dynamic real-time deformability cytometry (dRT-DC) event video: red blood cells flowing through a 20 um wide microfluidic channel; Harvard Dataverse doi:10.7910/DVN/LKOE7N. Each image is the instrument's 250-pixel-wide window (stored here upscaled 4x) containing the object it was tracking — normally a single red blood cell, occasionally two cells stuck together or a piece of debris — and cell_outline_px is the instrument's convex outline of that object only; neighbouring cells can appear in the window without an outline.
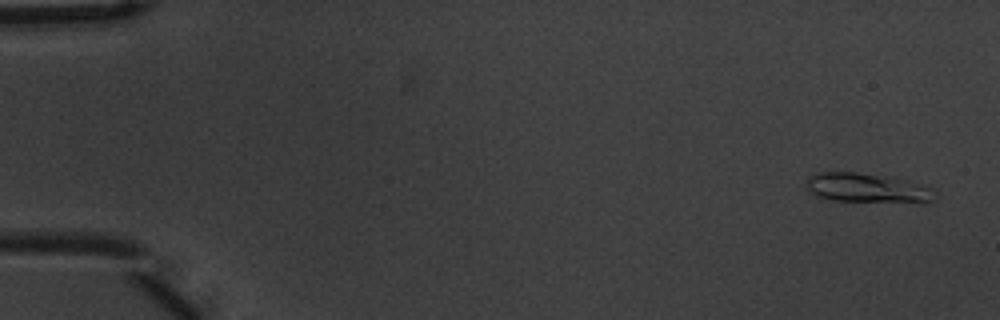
{"species": "common noctule bat (a hibernating species)", "species_latin": "Nyctalus noctula", "temperature_condition": "warm", "stored_images_in_passage": 5, "camera_frame_rate_fps": 3000, "um_per_image_px": 0.085, "animal": {"sex": "male", "body_mass_g": 20.1, "forearm_length_mm": 53.5}, "frame": {"image": 1, "passage_image": 1, "time_ms": 0.0, "image_size_px": [1000, 320], "cell_outline_px": [[936, 196], [928, 204], [924, 204], [832, 200], [816, 196], [804, 184], [812, 176], [820, 172], [856, 172], [900, 180], [932, 188], [936, 192]], "centroid_in_image_um": [73.76, 16.03], "position_along_channel_um": 11.2, "area_um2": 21.91}}
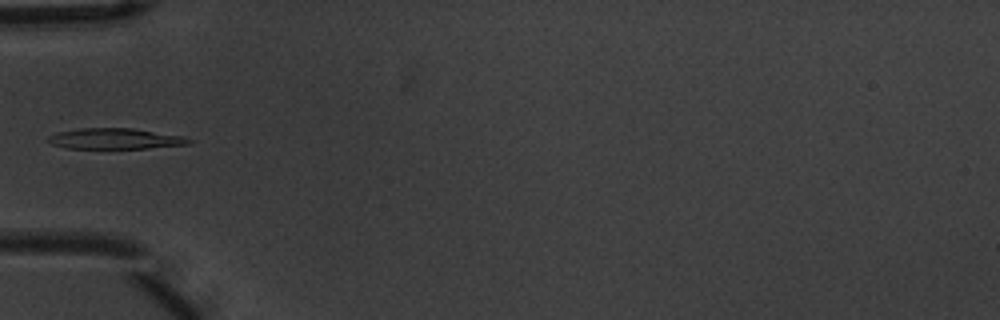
{"frame": {"image": 2, "passage_image": 5, "time_ms": 1.333, "image_size_px": [1000, 320], "cell_outline_px": [[192, 140], [188, 144], [148, 148], [68, 148], [52, 144], [44, 140], [48, 136], [56, 132], [80, 128], [132, 128], [184, 136]], "centroid_in_image_um": [9.74, 11.78], "position_along_channel_um": 75.3, "area_um2": 16.99}}